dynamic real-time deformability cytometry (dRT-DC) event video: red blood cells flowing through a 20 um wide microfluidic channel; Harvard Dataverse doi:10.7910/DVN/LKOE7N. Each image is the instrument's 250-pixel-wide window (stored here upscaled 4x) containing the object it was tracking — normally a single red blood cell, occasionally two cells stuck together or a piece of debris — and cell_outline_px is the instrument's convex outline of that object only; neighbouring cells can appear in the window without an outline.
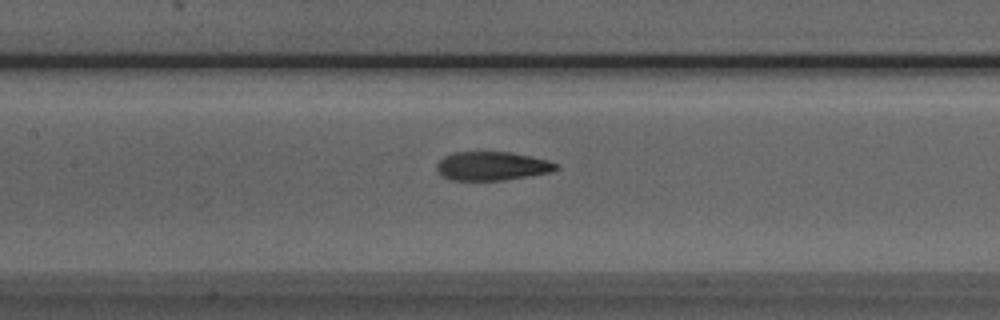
{"species": "Egyptian fruit bat (a non-hibernating species)", "species_latin": "Rousettus aegyptiacus", "temperature_condition": "room temperature", "stored_images_in_passage": 35, "camera_frame_rate_fps": 3000, "um_per_image_px": 0.085, "animal": {"sex": "male"}, "frame": {"image": 1, "passage_image": 17, "time_ms": 5.333, "image_size_px": [1000, 320], "cell_outline_px": [[560, 168], [552, 172], [504, 180], [452, 180], [444, 176], [436, 168], [436, 164], [444, 156], [452, 152], [512, 152], [548, 160], [556, 164]], "centroid_in_image_um": [41.84, 14.11], "position_along_channel_um": 165.6, "area_um2": 19.94}}
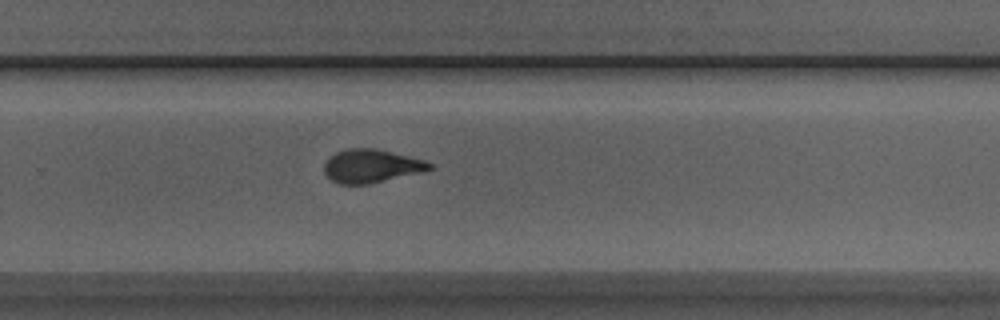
{"frame": {"image": 2, "passage_image": 27, "time_ms": 8.667, "image_size_px": [1000, 320], "cell_outline_px": [[432, 168], [424, 172], [368, 184], [340, 184], [332, 180], [324, 172], [324, 164], [336, 152], [348, 148], [376, 148], [424, 160], [432, 164]], "centroid_in_image_um": [31.58, 14.11], "position_along_channel_um": 298.2, "area_um2": 20.35}}
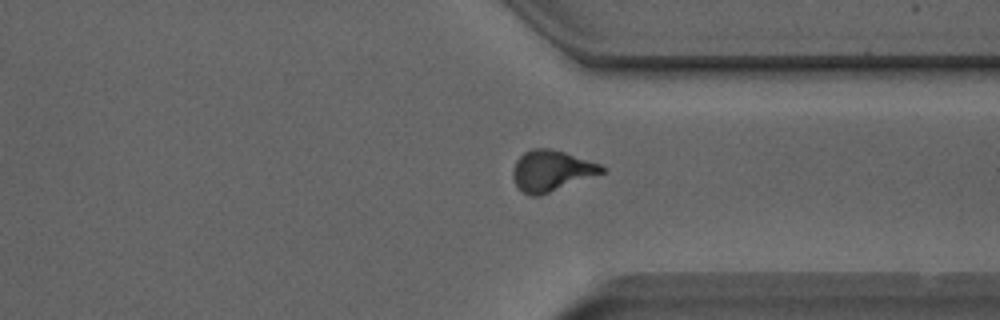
{"frame": {"image": 3, "passage_image": 32, "time_ms": 10.333, "image_size_px": [1000, 320], "cell_outline_px": [[604, 172], [540, 196], [528, 196], [520, 192], [512, 176], [512, 168], [516, 160], [524, 152], [532, 148], [548, 148], [564, 152], [600, 164], [604, 168]], "centroid_in_image_um": [46.8, 14.53], "position_along_channel_um": 364.6, "area_um2": 21.15}}